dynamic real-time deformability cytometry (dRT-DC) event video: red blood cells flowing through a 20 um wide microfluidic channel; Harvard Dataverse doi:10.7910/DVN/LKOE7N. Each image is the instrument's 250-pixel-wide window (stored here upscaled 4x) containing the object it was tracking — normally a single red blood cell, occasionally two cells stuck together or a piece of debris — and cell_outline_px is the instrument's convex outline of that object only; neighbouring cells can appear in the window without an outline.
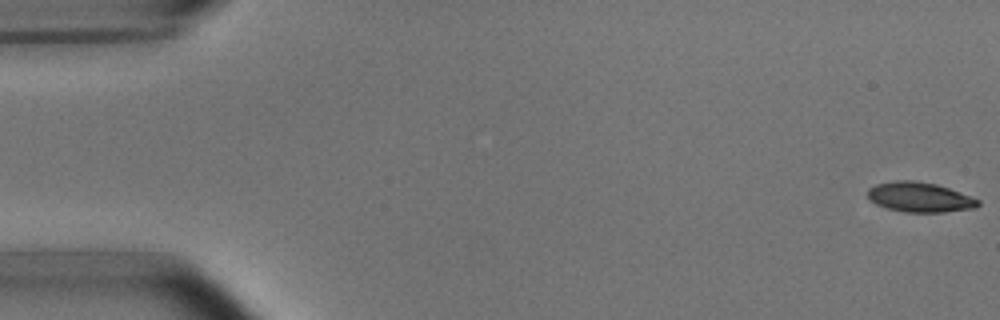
{"species": "common noctule bat (a hibernating species)", "species_latin": "Nyctalus noctula", "temperature_condition": "room temperature", "stored_images_in_passage": 5, "camera_frame_rate_fps": 3000, "um_per_image_px": 0.085, "animal": {"sex": "male", "body_mass_g": 15.6}, "frame": {"image": 1, "passage_image": 1, "time_ms": 0.0, "image_size_px": [1000, 320], "cell_outline_px": [[980, 204], [976, 208], [944, 212], [904, 212], [888, 208], [876, 204], [868, 196], [868, 188], [876, 184], [896, 180], [916, 180], [936, 184], [972, 196], [980, 200]], "centroid_in_image_um": [78.2, 16.75], "position_along_channel_um": 6.8, "area_um2": 19.25}}
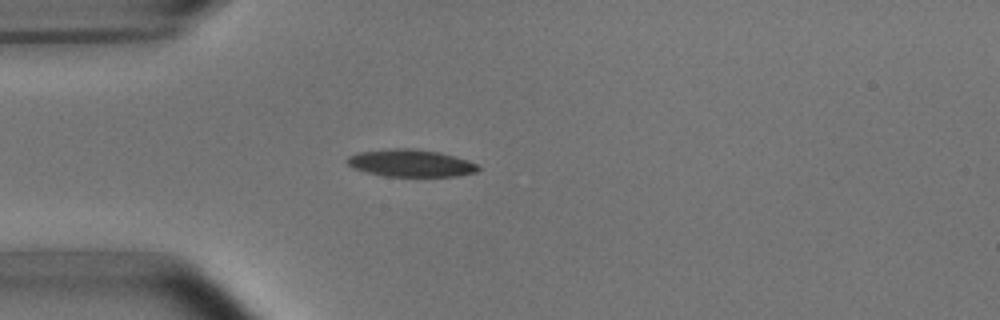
{"frame": {"image": 2, "passage_image": 5, "time_ms": 4.667, "image_size_px": [1000, 320], "cell_outline_px": [[480, 168], [476, 172], [456, 176], [384, 176], [352, 168], [344, 160], [348, 156], [356, 152], [396, 148], [412, 148], [440, 152], [468, 160], [476, 164]], "centroid_in_image_um": [34.88, 13.86], "position_along_channel_um": 50.1, "area_um2": 20.87}}